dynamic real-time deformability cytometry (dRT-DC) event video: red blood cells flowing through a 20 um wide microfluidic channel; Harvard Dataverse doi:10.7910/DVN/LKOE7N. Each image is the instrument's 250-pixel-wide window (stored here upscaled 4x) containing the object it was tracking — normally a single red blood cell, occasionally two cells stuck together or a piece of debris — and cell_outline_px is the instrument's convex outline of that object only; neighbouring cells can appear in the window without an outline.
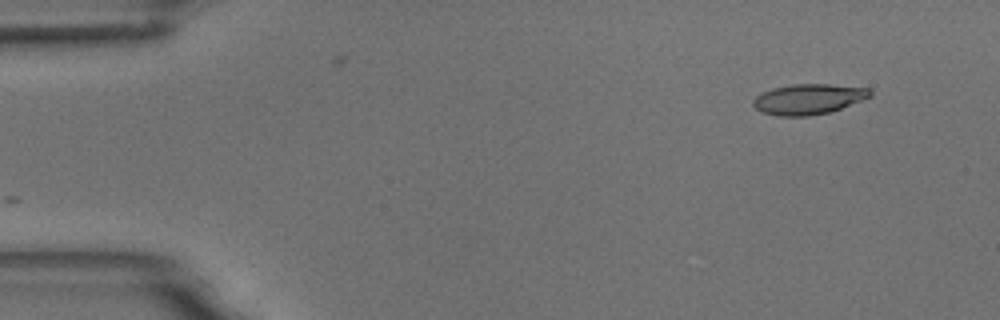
{"species": "common noctule bat (a hibernating species)", "species_latin": "Nyctalus noctula", "temperature_condition": "room temperature", "stored_images_in_passage": 2, "camera_frame_rate_fps": 3000, "um_per_image_px": 0.085, "animal": {"sex": "male", "body_mass_g": 18.8}, "frame": {"image": 1, "passage_image": 2, "time_ms": 2.0, "image_size_px": [1000, 320], "cell_outline_px": [[872, 96], [840, 108], [828, 112], [808, 116], [780, 116], [764, 112], [756, 108], [752, 104], [752, 100], [756, 96], [772, 88], [792, 84], [828, 84], [868, 88], [872, 92]], "centroid_in_image_um": [68.71, 8.42], "position_along_channel_um": 16.3, "area_um2": 20.46}}